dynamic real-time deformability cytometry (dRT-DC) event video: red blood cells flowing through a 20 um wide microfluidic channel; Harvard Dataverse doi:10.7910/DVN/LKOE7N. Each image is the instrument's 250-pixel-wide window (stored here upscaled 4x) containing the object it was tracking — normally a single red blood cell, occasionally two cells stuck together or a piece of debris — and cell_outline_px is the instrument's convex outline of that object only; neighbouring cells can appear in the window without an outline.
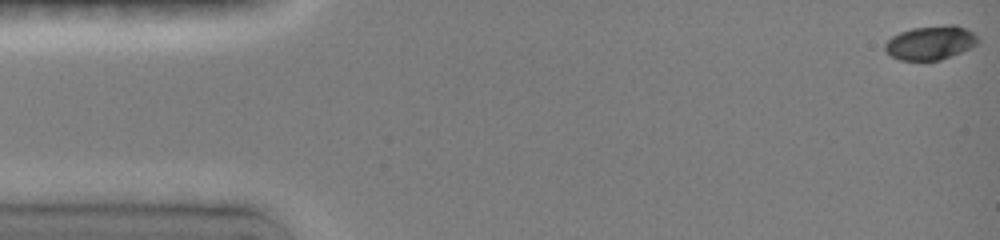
{"species": "common noctule bat (a hibernating species)", "species_latin": "Nyctalus noctula", "temperature_condition": "room temperature", "stored_images_in_passage": 6, "camera_frame_rate_fps": 3000, "um_per_image_px": 0.085, "animal": {"sex": "female", "body_mass_g": 19.0, "forearm_length_mm": 51.5}, "frame": {"image": 1, "passage_image": 1, "time_ms": 0.0, "image_size_px": [1000, 240], "cell_outline_px": [[980, 44], [972, 48], [940, 60], [900, 60], [884, 52], [884, 44], [892, 36], [900, 32], [912, 28], [944, 24], [956, 24], [972, 32], [980, 40]], "centroid_in_image_um": [79.11, 3.62], "position_along_channel_um": 5.9, "area_um2": 18.67}}
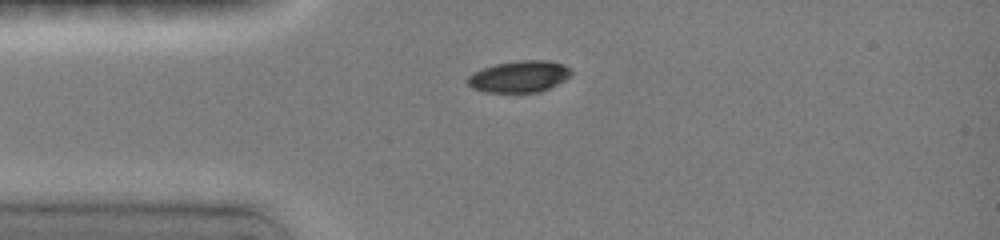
{"frame": {"image": 2, "passage_image": 5, "time_ms": 3.667, "image_size_px": [1000, 240], "cell_outline_px": [[572, 72], [564, 80], [540, 92], [484, 92], [472, 88], [468, 84], [468, 76], [484, 68], [496, 64], [524, 60], [548, 60], [560, 64], [568, 68]], "centroid_in_image_um": [44.12, 6.51], "position_along_channel_um": 40.9, "area_um2": 18.61}}